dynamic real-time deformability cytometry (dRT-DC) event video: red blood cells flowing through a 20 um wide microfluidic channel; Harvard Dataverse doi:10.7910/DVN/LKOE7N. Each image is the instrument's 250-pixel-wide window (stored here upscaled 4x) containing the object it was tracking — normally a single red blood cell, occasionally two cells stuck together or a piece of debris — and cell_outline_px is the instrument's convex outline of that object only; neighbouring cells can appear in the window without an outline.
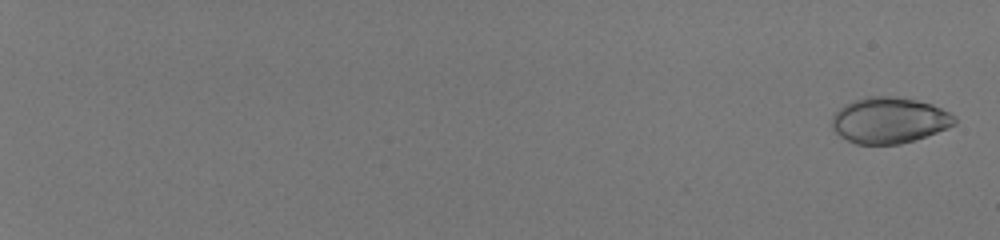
{"species": "human", "species_latin": "Homo sapiens", "temperature_condition": "room temperature", "stored_images_in_passage": 57, "camera_frame_rate_fps": 3000, "um_per_image_px": 0.085, "donor": {"sex": "male"}, "frame": {"image": 1, "passage_image": 2, "time_ms": 0.333, "image_size_px": [1000, 240], "cell_outline_px": [[956, 124], [948, 128], [916, 140], [900, 144], [856, 144], [840, 136], [832, 128], [832, 116], [844, 104], [852, 100], [864, 96], [896, 96], [916, 100], [932, 104], [956, 116]], "centroid_in_image_um": [75.59, 10.22], "position_along_channel_um": 9.4, "area_um2": 33.12}}
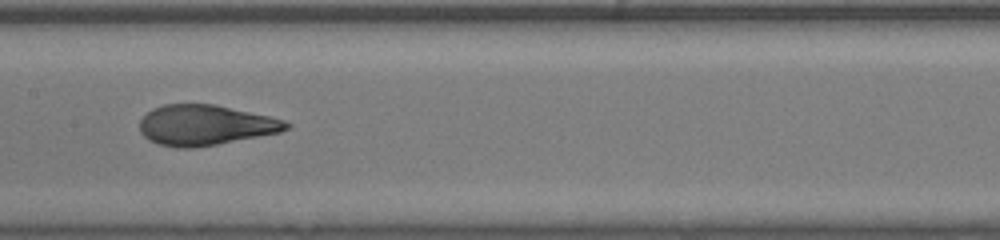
{"frame": {"image": 2, "passage_image": 36, "time_ms": 11.667, "image_size_px": [1000, 240], "cell_outline_px": [[292, 128], [280, 132], [216, 144], [192, 148], [176, 148], [160, 144], [148, 140], [140, 132], [140, 120], [152, 108], [164, 104], [216, 104], [268, 116], [284, 120], [292, 124]], "centroid_in_image_um": [17.45, 10.63], "position_along_channel_um": 190.0, "area_um2": 34.39}}
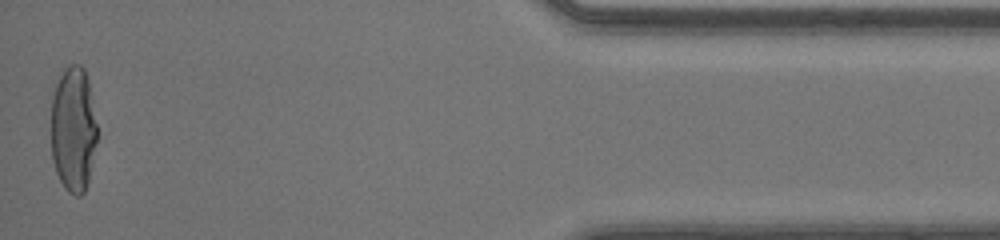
{"frame": {"image": 3, "passage_image": 57, "time_ms": 18.667, "image_size_px": [1000, 240], "cell_outline_px": [[96, 140], [88, 180], [84, 192], [80, 196], [76, 196], [68, 192], [64, 188], [56, 172], [52, 160], [52, 96], [56, 84], [64, 68], [68, 64], [80, 64], [84, 68], [88, 80], [96, 124]], "centroid_in_image_um": [6.21, 10.98], "position_along_channel_um": 429.0, "area_um2": 33.41}, "authors_computed_cell_mechanics": {"area_um2": 33.6396, "velocity_mm_per_s": 4.1415, "shape_relaxation_time_tau1_ms": 7.1444, "shape_relaxation_time_tau2_ms": null, "deformation_change_tau1": 0.3078, "deformation_change_tau2": null}}